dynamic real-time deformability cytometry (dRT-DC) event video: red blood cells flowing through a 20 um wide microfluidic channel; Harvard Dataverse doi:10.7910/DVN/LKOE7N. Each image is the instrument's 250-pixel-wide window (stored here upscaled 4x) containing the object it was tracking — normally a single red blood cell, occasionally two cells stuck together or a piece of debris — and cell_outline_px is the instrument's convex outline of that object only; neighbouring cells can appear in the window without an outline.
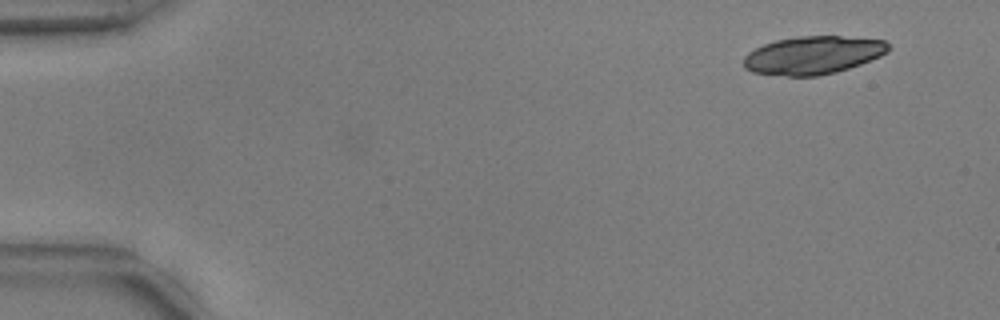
{"species": "common noctule bat (a hibernating species)", "species_latin": "Nyctalus noctula", "temperature_condition": "warm", "stored_images_in_passage": 14, "camera_frame_rate_fps": 3000, "um_per_image_px": 0.085, "animal": {"sex": "male", "body_mass_g": 17.9, "forearm_length_mm": 54.2}, "frame": {"image": 1, "passage_image": 14, "time_ms": 4.333, "image_size_px": [1000, 320], "cell_outline_px": [[888, 52], [880, 56], [860, 64], [836, 72], [816, 76], [788, 76], [752, 72], [744, 68], [744, 56], [748, 52], [764, 44], [776, 40], [800, 36], [840, 36], [884, 40], [888, 44]], "centroid_in_image_um": [69.08, 4.69], "position_along_channel_um": 15.9, "area_um2": 31.91}}